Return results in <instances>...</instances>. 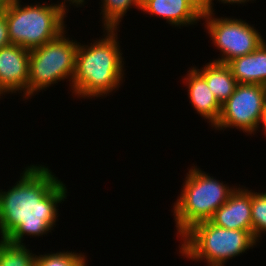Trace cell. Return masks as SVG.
Listing matches in <instances>:
<instances>
[{
    "label": "cell",
    "mask_w": 266,
    "mask_h": 266,
    "mask_svg": "<svg viewBox=\"0 0 266 266\" xmlns=\"http://www.w3.org/2000/svg\"><path fill=\"white\" fill-rule=\"evenodd\" d=\"M37 165L25 167L8 191L0 189V238L10 243L25 244V236L51 232L59 217L58 204L67 199L65 184L48 166Z\"/></svg>",
    "instance_id": "6da1fadb"
},
{
    "label": "cell",
    "mask_w": 266,
    "mask_h": 266,
    "mask_svg": "<svg viewBox=\"0 0 266 266\" xmlns=\"http://www.w3.org/2000/svg\"><path fill=\"white\" fill-rule=\"evenodd\" d=\"M101 39L90 45L79 42L76 53L72 94L78 98L106 97L118 90L124 78V61L117 29H105ZM95 41V42H94Z\"/></svg>",
    "instance_id": "7a4b0ae2"
},
{
    "label": "cell",
    "mask_w": 266,
    "mask_h": 266,
    "mask_svg": "<svg viewBox=\"0 0 266 266\" xmlns=\"http://www.w3.org/2000/svg\"><path fill=\"white\" fill-rule=\"evenodd\" d=\"M183 188L172 209L177 234L181 237L194 224L210 220L236 186L229 187L197 166L188 169Z\"/></svg>",
    "instance_id": "3957f363"
},
{
    "label": "cell",
    "mask_w": 266,
    "mask_h": 266,
    "mask_svg": "<svg viewBox=\"0 0 266 266\" xmlns=\"http://www.w3.org/2000/svg\"><path fill=\"white\" fill-rule=\"evenodd\" d=\"M179 253L207 266H225V262L246 253L257 244L246 230L227 229L210 220L194 224L181 236Z\"/></svg>",
    "instance_id": "277c9868"
},
{
    "label": "cell",
    "mask_w": 266,
    "mask_h": 266,
    "mask_svg": "<svg viewBox=\"0 0 266 266\" xmlns=\"http://www.w3.org/2000/svg\"><path fill=\"white\" fill-rule=\"evenodd\" d=\"M5 17L11 44L28 50L40 47L65 31L64 12L57 4L47 2L21 4V0L8 3Z\"/></svg>",
    "instance_id": "5b68a950"
},
{
    "label": "cell",
    "mask_w": 266,
    "mask_h": 266,
    "mask_svg": "<svg viewBox=\"0 0 266 266\" xmlns=\"http://www.w3.org/2000/svg\"><path fill=\"white\" fill-rule=\"evenodd\" d=\"M63 31L55 39L30 50L27 100L40 90L69 79L71 88L78 43Z\"/></svg>",
    "instance_id": "8992f818"
},
{
    "label": "cell",
    "mask_w": 266,
    "mask_h": 266,
    "mask_svg": "<svg viewBox=\"0 0 266 266\" xmlns=\"http://www.w3.org/2000/svg\"><path fill=\"white\" fill-rule=\"evenodd\" d=\"M214 13L206 12L202 19L205 21L206 33L221 53L220 58L213 62L227 64L232 59L250 54L256 50L265 40L254 25L248 24L242 19L228 17H214Z\"/></svg>",
    "instance_id": "52a82bcc"
},
{
    "label": "cell",
    "mask_w": 266,
    "mask_h": 266,
    "mask_svg": "<svg viewBox=\"0 0 266 266\" xmlns=\"http://www.w3.org/2000/svg\"><path fill=\"white\" fill-rule=\"evenodd\" d=\"M266 113V86L238 83L234 93L222 104L216 130L236 128L248 135L260 128Z\"/></svg>",
    "instance_id": "ba28073f"
},
{
    "label": "cell",
    "mask_w": 266,
    "mask_h": 266,
    "mask_svg": "<svg viewBox=\"0 0 266 266\" xmlns=\"http://www.w3.org/2000/svg\"><path fill=\"white\" fill-rule=\"evenodd\" d=\"M30 50L10 44L0 48V88L5 94L22 93L27 100Z\"/></svg>",
    "instance_id": "9c48e42d"
},
{
    "label": "cell",
    "mask_w": 266,
    "mask_h": 266,
    "mask_svg": "<svg viewBox=\"0 0 266 266\" xmlns=\"http://www.w3.org/2000/svg\"><path fill=\"white\" fill-rule=\"evenodd\" d=\"M242 187H236L210 221L219 227L246 230L252 235L251 190Z\"/></svg>",
    "instance_id": "30bf717a"
},
{
    "label": "cell",
    "mask_w": 266,
    "mask_h": 266,
    "mask_svg": "<svg viewBox=\"0 0 266 266\" xmlns=\"http://www.w3.org/2000/svg\"><path fill=\"white\" fill-rule=\"evenodd\" d=\"M140 10L162 17L166 23L179 28L196 25L202 20V15L187 0H142Z\"/></svg>",
    "instance_id": "8fae6325"
},
{
    "label": "cell",
    "mask_w": 266,
    "mask_h": 266,
    "mask_svg": "<svg viewBox=\"0 0 266 266\" xmlns=\"http://www.w3.org/2000/svg\"><path fill=\"white\" fill-rule=\"evenodd\" d=\"M186 75L183 80L186 81L190 103L198 115L207 119L213 128L220 118L222 105L210 91L206 80L193 67Z\"/></svg>",
    "instance_id": "7c38bea8"
},
{
    "label": "cell",
    "mask_w": 266,
    "mask_h": 266,
    "mask_svg": "<svg viewBox=\"0 0 266 266\" xmlns=\"http://www.w3.org/2000/svg\"><path fill=\"white\" fill-rule=\"evenodd\" d=\"M227 65L238 83L266 86V42L250 54L232 59Z\"/></svg>",
    "instance_id": "4fadbf2b"
},
{
    "label": "cell",
    "mask_w": 266,
    "mask_h": 266,
    "mask_svg": "<svg viewBox=\"0 0 266 266\" xmlns=\"http://www.w3.org/2000/svg\"><path fill=\"white\" fill-rule=\"evenodd\" d=\"M193 68L206 80L210 91L221 105L234 93L238 82L227 64L210 61L201 69Z\"/></svg>",
    "instance_id": "5bb4252c"
},
{
    "label": "cell",
    "mask_w": 266,
    "mask_h": 266,
    "mask_svg": "<svg viewBox=\"0 0 266 266\" xmlns=\"http://www.w3.org/2000/svg\"><path fill=\"white\" fill-rule=\"evenodd\" d=\"M102 24L104 29H117L130 8L141 9L142 0H101Z\"/></svg>",
    "instance_id": "9a60e30c"
},
{
    "label": "cell",
    "mask_w": 266,
    "mask_h": 266,
    "mask_svg": "<svg viewBox=\"0 0 266 266\" xmlns=\"http://www.w3.org/2000/svg\"><path fill=\"white\" fill-rule=\"evenodd\" d=\"M0 266H35V254L25 244L0 239Z\"/></svg>",
    "instance_id": "2e32d148"
},
{
    "label": "cell",
    "mask_w": 266,
    "mask_h": 266,
    "mask_svg": "<svg viewBox=\"0 0 266 266\" xmlns=\"http://www.w3.org/2000/svg\"><path fill=\"white\" fill-rule=\"evenodd\" d=\"M85 254L59 251L54 253L35 254V266H87Z\"/></svg>",
    "instance_id": "e0dca14e"
},
{
    "label": "cell",
    "mask_w": 266,
    "mask_h": 266,
    "mask_svg": "<svg viewBox=\"0 0 266 266\" xmlns=\"http://www.w3.org/2000/svg\"><path fill=\"white\" fill-rule=\"evenodd\" d=\"M252 236L256 242L266 232V192H255L251 189Z\"/></svg>",
    "instance_id": "ac0fdd59"
},
{
    "label": "cell",
    "mask_w": 266,
    "mask_h": 266,
    "mask_svg": "<svg viewBox=\"0 0 266 266\" xmlns=\"http://www.w3.org/2000/svg\"><path fill=\"white\" fill-rule=\"evenodd\" d=\"M11 44L5 14H0V48Z\"/></svg>",
    "instance_id": "d6986e66"
},
{
    "label": "cell",
    "mask_w": 266,
    "mask_h": 266,
    "mask_svg": "<svg viewBox=\"0 0 266 266\" xmlns=\"http://www.w3.org/2000/svg\"><path fill=\"white\" fill-rule=\"evenodd\" d=\"M214 0H207V10L206 12H211V13H214V8H213V5H214ZM219 2L221 3H225V4H245L249 1H254V0H218Z\"/></svg>",
    "instance_id": "ffe728a7"
},
{
    "label": "cell",
    "mask_w": 266,
    "mask_h": 266,
    "mask_svg": "<svg viewBox=\"0 0 266 266\" xmlns=\"http://www.w3.org/2000/svg\"><path fill=\"white\" fill-rule=\"evenodd\" d=\"M202 16L207 10V0H187Z\"/></svg>",
    "instance_id": "44dd1931"
},
{
    "label": "cell",
    "mask_w": 266,
    "mask_h": 266,
    "mask_svg": "<svg viewBox=\"0 0 266 266\" xmlns=\"http://www.w3.org/2000/svg\"><path fill=\"white\" fill-rule=\"evenodd\" d=\"M57 3H58L57 6H59L64 12L68 13L69 8H68V6L65 3H69V4L73 5V6L75 5L78 8V7H82L81 5H83V4L85 5L86 2H85V0H62L60 2V4H59V2H57Z\"/></svg>",
    "instance_id": "7402d4cb"
},
{
    "label": "cell",
    "mask_w": 266,
    "mask_h": 266,
    "mask_svg": "<svg viewBox=\"0 0 266 266\" xmlns=\"http://www.w3.org/2000/svg\"><path fill=\"white\" fill-rule=\"evenodd\" d=\"M8 2L6 0H0V14H4L7 8Z\"/></svg>",
    "instance_id": "603a6c76"
},
{
    "label": "cell",
    "mask_w": 266,
    "mask_h": 266,
    "mask_svg": "<svg viewBox=\"0 0 266 266\" xmlns=\"http://www.w3.org/2000/svg\"><path fill=\"white\" fill-rule=\"evenodd\" d=\"M261 126H263V127H261ZM260 127L263 128L262 130L264 131V134H265V137H266V114H264V116L262 118Z\"/></svg>",
    "instance_id": "cb8c5ba5"
},
{
    "label": "cell",
    "mask_w": 266,
    "mask_h": 266,
    "mask_svg": "<svg viewBox=\"0 0 266 266\" xmlns=\"http://www.w3.org/2000/svg\"><path fill=\"white\" fill-rule=\"evenodd\" d=\"M3 95H6L4 92H3V90L0 88V96H2L3 97ZM1 98V97H0Z\"/></svg>",
    "instance_id": "d4e9b609"
}]
</instances>
